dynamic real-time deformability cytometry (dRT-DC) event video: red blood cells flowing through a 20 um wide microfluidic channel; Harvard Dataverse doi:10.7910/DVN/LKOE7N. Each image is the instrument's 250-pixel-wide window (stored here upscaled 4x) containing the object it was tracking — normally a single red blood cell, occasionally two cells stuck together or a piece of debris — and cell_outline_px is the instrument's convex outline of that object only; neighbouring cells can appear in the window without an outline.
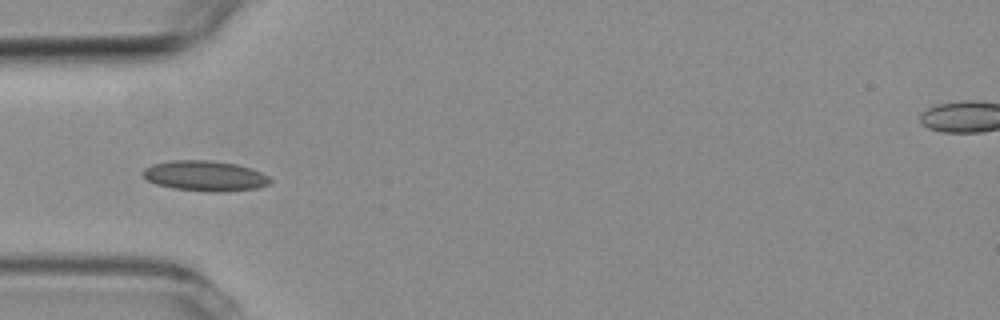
{"species": "common noctule bat (a hibernating species)", "species_latin": "Nyctalus noctula", "temperature_condition": "room temperature", "stored_images_in_passage": 5, "camera_frame_rate_fps": 3000, "um_per_image_px": 0.085, "animal": {"sex": "female", "body_mass_g": 19.3, "forearm_length_mm": 54.1}, "frame": {"image": 1, "passage_image": 5, "time_ms": 5.667, "image_size_px": [1000, 320], "cell_outline_px": [[272, 180], [268, 184], [256, 188], [220, 192], [212, 192], [172, 188], [156, 184], [148, 180], [144, 176], [144, 168], [152, 164], [168, 160], [212, 160], [236, 164], [252, 168], [268, 176]], "centroid_in_image_um": [17.42, 14.94], "position_along_channel_um": 67.6, "area_um2": 22.48}}